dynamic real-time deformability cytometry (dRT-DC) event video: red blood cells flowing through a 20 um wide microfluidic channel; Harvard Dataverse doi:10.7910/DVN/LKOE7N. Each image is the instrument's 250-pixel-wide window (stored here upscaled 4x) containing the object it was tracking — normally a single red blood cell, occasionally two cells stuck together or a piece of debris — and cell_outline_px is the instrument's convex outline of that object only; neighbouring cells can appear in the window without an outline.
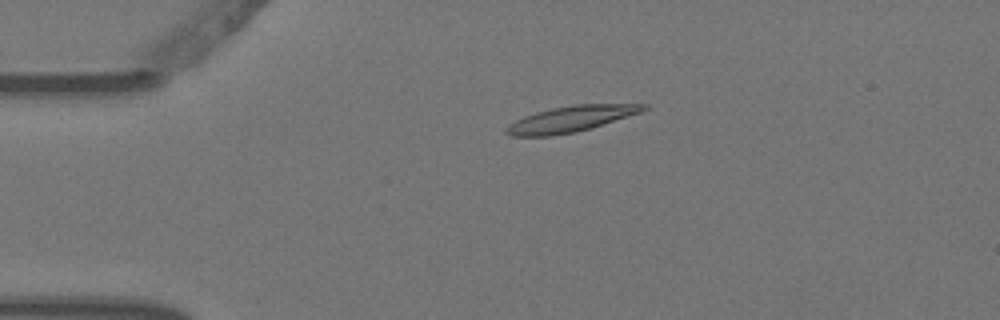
{"species": "Egyptian fruit bat (a non-hibernating species)", "species_latin": "Rousettus aegyptiacus", "temperature_condition": "warm", "stored_images_in_passage": 5, "camera_frame_rate_fps": 3000, "um_per_image_px": 0.085, "animal": {"sex": "female"}, "frame": {"image": 1, "passage_image": 4, "time_ms": 1.0, "image_size_px": [1000, 320], "cell_outline_px": [[648, 108], [640, 112], [592, 128], [576, 132], [552, 136], [512, 136], [504, 132], [504, 128], [508, 124], [524, 116], [536, 112], [552, 108], [576, 104], [648, 104]], "centroid_in_image_um": [48.48, 10.12], "position_along_channel_um": 36.5, "area_um2": 20.69}}